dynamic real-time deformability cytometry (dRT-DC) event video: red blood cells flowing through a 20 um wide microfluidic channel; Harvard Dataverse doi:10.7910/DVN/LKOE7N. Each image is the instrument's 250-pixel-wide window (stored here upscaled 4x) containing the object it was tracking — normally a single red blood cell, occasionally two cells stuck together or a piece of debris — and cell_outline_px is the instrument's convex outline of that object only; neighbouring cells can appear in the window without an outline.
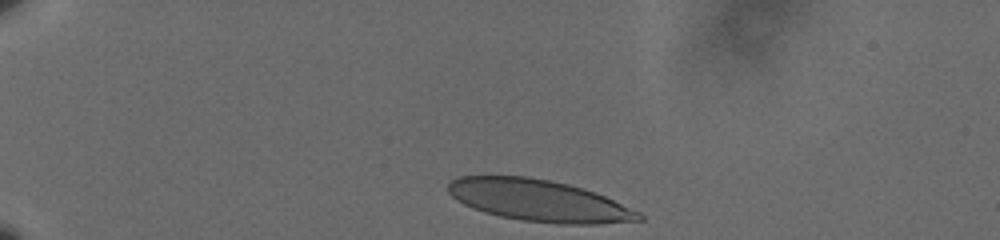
{"species": "human", "species_latin": "Homo sapiens", "temperature_condition": "cold", "stored_images_in_passage": 39, "camera_frame_rate_fps": 3000, "um_per_image_px": 0.085, "donor": {"sex": "male"}, "frame": {"image": 1, "passage_image": 1, "time_ms": 0.0, "image_size_px": [1000, 240], "cell_outline_px": [[644, 220], [596, 224], [556, 224], [520, 220], [500, 216], [484, 212], [472, 208], [456, 200], [448, 192], [448, 184], [452, 180], [460, 176], [528, 176], [568, 184], [604, 196], [640, 212], [644, 216]], "centroid_in_image_um": [45.79, 17.06], "position_along_channel_um": 39.2, "area_um2": 46.12}}
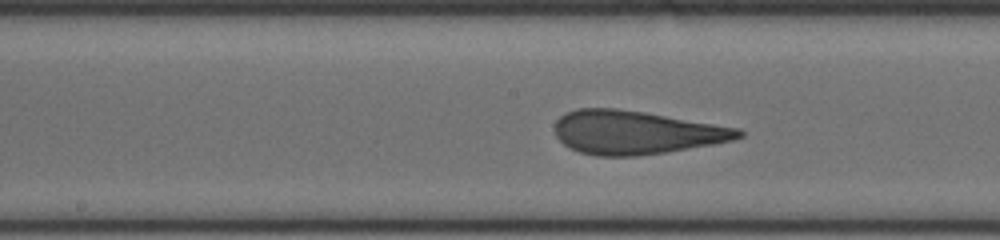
{"frame": {"image": 2, "passage_image": 20, "time_ms": 6.333, "image_size_px": [1000, 240], "cell_outline_px": [[744, 136], [732, 140], [712, 144], [664, 152], [636, 156], [596, 156], [580, 152], [568, 148], [556, 136], [556, 120], [560, 116], [576, 108], [616, 108], [644, 112], [740, 128], [744, 132]], "centroid_in_image_um": [54.03, 11.25], "position_along_channel_um": 194.2, "area_um2": 46.36}}
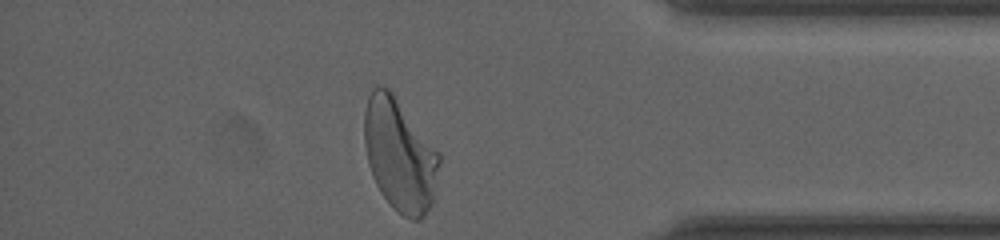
{"frame": {"image": 3, "passage_image": 39, "time_ms": 12.667, "image_size_px": [1000, 240], "cell_outline_px": [[440, 160], [432, 204], [424, 216], [420, 220], [412, 220], [404, 216], [392, 208], [380, 192], [372, 176], [368, 164], [364, 144], [364, 112], [368, 96], [372, 88], [376, 84], [388, 88], [392, 92], [440, 152]], "centroid_in_image_um": [33.96, 13.16], "position_along_channel_um": 401.2, "area_um2": 49.48}, "authors_computed_cell_mechanics": {"area_um2": 46.6446, "velocity_mm_per_s": 3.5742, "shape_relaxation_time_tau1_ms": 8.9535, "shape_relaxation_time_tau2_ms": 0.8272, "deformation_change_tau1": 0.2573, "deformation_change_tau2": 0.1037}}